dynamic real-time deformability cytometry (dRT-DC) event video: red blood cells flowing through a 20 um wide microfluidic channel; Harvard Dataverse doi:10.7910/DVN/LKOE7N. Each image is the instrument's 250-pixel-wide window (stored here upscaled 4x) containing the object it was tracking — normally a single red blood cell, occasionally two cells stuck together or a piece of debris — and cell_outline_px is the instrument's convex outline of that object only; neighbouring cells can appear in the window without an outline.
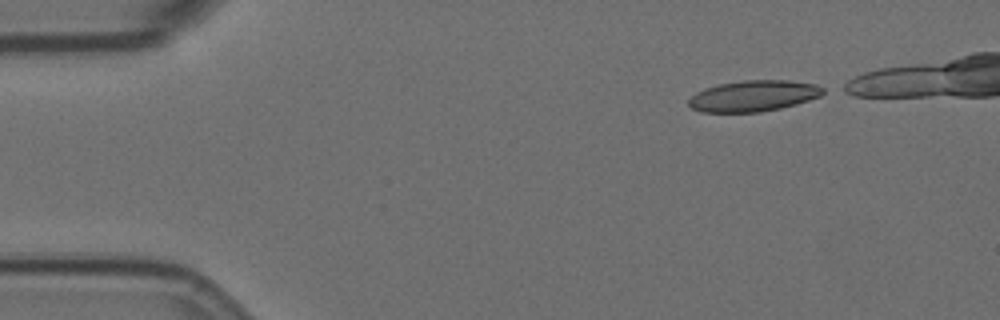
{"species": "Egyptian fruit bat (a non-hibernating species)", "species_latin": "Rousettus aegyptiacus", "temperature_condition": "room temperature", "stored_images_in_passage": 42, "camera_frame_rate_fps": 3000, "um_per_image_px": 0.085, "animal": {"sex": "female"}, "frame": {"image": 1, "passage_image": 1, "time_ms": 0.0, "image_size_px": [1000, 320], "cell_outline_px": [[828, 92], [820, 96], [796, 104], [780, 108], [760, 112], [700, 112], [692, 108], [688, 104], [688, 100], [696, 92], [704, 88], [720, 84], [744, 80], [788, 80], [816, 84], [824, 88]], "centroid_in_image_um": [64.06, 8.15], "position_along_channel_um": 20.9, "area_um2": 24.39}}
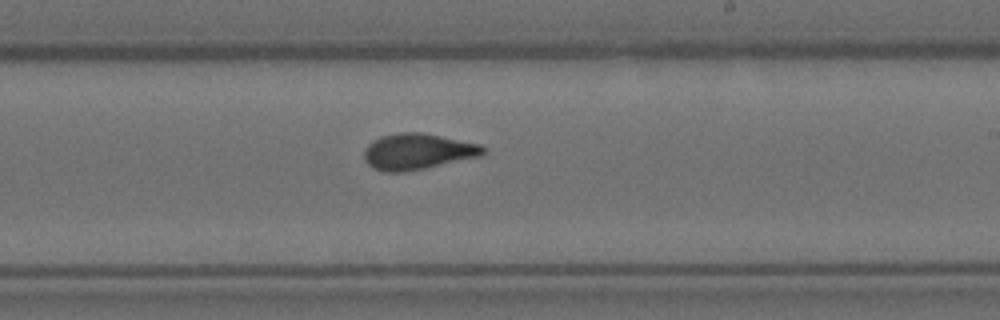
{"frame": {"image": 2, "passage_image": 27, "time_ms": 8.667, "image_size_px": [1000, 320], "cell_outline_px": [[488, 148], [480, 156], [424, 168], [404, 172], [384, 172], [368, 164], [364, 160], [364, 148], [368, 144], [380, 136], [400, 132], [420, 132], [480, 144]], "centroid_in_image_um": [35.48, 12.87], "position_along_channel_um": 253.5, "area_um2": 24.8}}
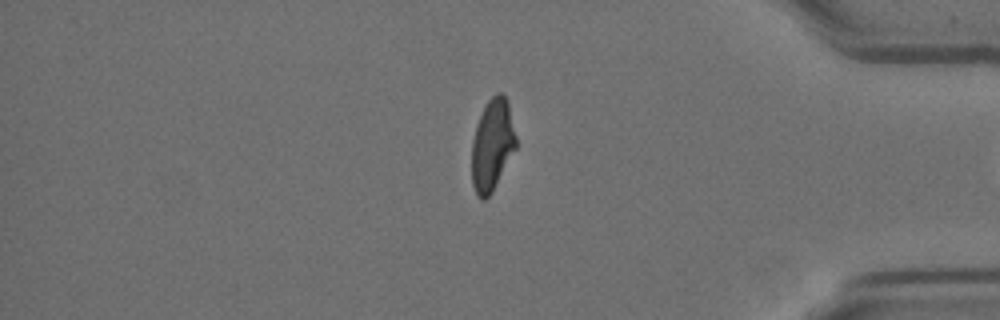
{"frame": {"image": 3, "passage_image": 41, "time_ms": 13.333, "image_size_px": [1000, 320], "cell_outline_px": [[516, 148], [492, 192], [484, 200], [480, 200], [476, 196], [472, 184], [472, 140], [476, 124], [488, 100], [496, 92], [500, 92], [508, 100], [516, 136]], "centroid_in_image_um": [41.83, 12.33], "position_along_channel_um": 393.4, "area_um2": 23.7}}